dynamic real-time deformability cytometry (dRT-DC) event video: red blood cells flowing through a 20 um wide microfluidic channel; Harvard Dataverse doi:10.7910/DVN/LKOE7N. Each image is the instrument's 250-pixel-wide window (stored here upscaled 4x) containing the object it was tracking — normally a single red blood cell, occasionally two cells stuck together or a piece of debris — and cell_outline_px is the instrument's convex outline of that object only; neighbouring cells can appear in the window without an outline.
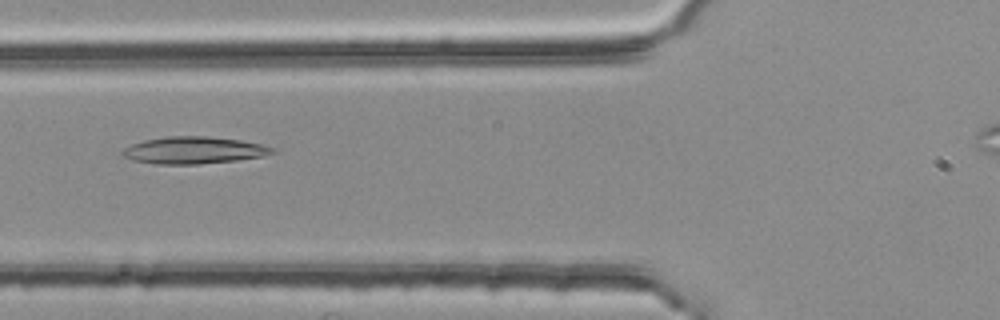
{"species": "common noctule bat (a hibernating species)", "species_latin": "Nyctalus noctula", "temperature_condition": "room temperature", "stored_images_in_passage": 3, "camera_frame_rate_fps": 3000, "um_per_image_px": 0.085, "animal": {"sex": "female", "body_mass_g": 25.1}, "frame": {"image": 1, "passage_image": 2, "time_ms": 0.333, "image_size_px": [1000, 320], "cell_outline_px": [[276, 152], [264, 156], [236, 160], [200, 164], [156, 164], [132, 160], [120, 156], [120, 152], [124, 148], [132, 144], [144, 140], [168, 136], [208, 136], [240, 140], [260, 144], [276, 148]], "centroid_in_image_um": [16.45, 12.77], "position_along_channel_um": 109.4, "area_um2": 23.76}}
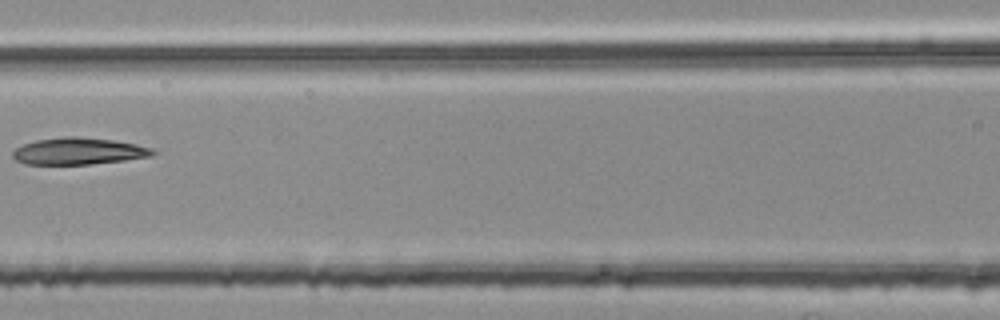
{"frame": {"image": 2, "passage_image": 3, "time_ms": 0.667, "image_size_px": [1000, 320], "cell_outline_px": [[156, 152], [152, 156], [124, 160], [88, 164], [24, 164], [16, 160], [12, 156], [12, 152], [16, 148], [24, 144], [36, 140], [64, 136], [76, 136], [112, 140], [136, 144], [152, 148]], "centroid_in_image_um": [6.66, 12.84], "position_along_channel_um": 159.9, "area_um2": 21.79}}